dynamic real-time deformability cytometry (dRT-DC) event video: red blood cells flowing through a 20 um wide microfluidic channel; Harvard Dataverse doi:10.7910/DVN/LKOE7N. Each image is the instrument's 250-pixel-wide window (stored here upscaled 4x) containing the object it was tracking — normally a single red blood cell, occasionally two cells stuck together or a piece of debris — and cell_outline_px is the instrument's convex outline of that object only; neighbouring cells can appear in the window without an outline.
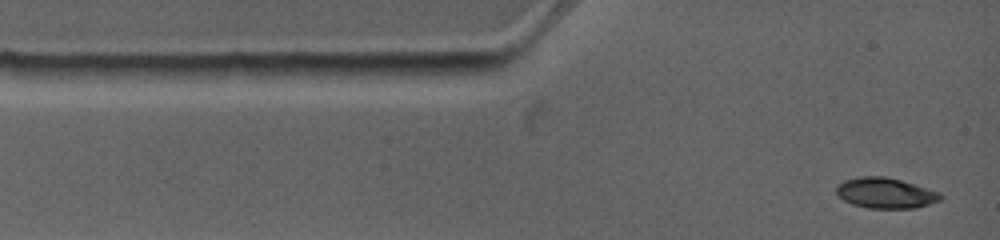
{"species": "common noctule bat (a hibernating species)", "species_latin": "Nyctalus noctula", "temperature_condition": "warm", "stored_images_in_passage": 2, "camera_frame_rate_fps": 4500, "um_per_image_px": 0.085, "animal": {"sex": "female", "body_mass_g": 19.0, "forearm_length_mm": 53.3}, "frame": {"image": 1, "passage_image": 2, "time_ms": 0.667, "image_size_px": [1000, 240], "cell_outline_px": [[944, 196], [940, 200], [916, 208], [868, 208], [852, 204], [844, 200], [836, 192], [836, 184], [844, 180], [860, 176], [884, 176], [900, 180], [940, 192]], "centroid_in_image_um": [75.25, 16.4], "position_along_channel_um": 9.7, "area_um2": 18.5}}